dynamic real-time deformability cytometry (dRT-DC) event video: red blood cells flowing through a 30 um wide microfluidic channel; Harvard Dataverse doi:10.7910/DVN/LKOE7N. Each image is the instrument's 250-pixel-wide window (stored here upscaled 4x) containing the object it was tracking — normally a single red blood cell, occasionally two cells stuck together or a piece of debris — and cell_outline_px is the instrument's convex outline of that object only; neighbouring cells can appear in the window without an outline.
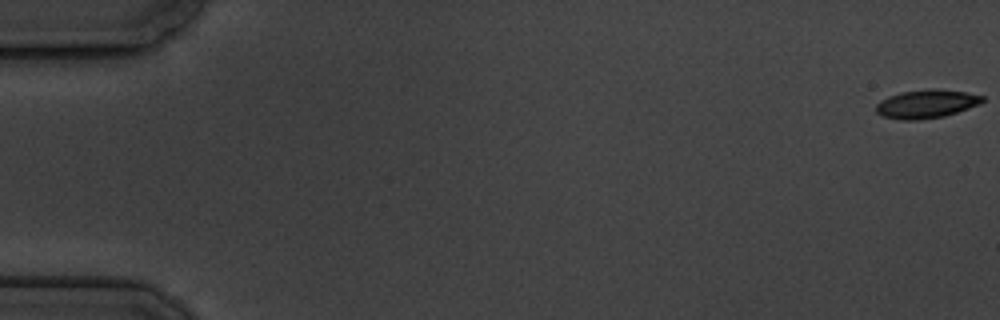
{"species": "common noctule bat (a hibernating species)", "species_latin": "Nyctalus noctula", "temperature_condition": "cold", "stored_images_in_passage": 4, "camera_frame_rate_fps": 3000, "um_per_image_px": 0.085, "animal": {"sex": "male", "body_mass_g": 19.5, "forearm_length_mm": 54.6}, "frame": {"image": 1, "passage_image": 1, "time_ms": 0.0, "image_size_px": [1000, 320], "cell_outline_px": [[984, 100], [980, 104], [944, 116], [916, 120], [900, 120], [884, 116], [876, 112], [876, 104], [880, 100], [888, 96], [900, 92], [932, 88], [936, 88], [964, 92], [984, 96]], "centroid_in_image_um": [78.72, 8.82], "position_along_channel_um": 6.3, "area_um2": 17.63}}